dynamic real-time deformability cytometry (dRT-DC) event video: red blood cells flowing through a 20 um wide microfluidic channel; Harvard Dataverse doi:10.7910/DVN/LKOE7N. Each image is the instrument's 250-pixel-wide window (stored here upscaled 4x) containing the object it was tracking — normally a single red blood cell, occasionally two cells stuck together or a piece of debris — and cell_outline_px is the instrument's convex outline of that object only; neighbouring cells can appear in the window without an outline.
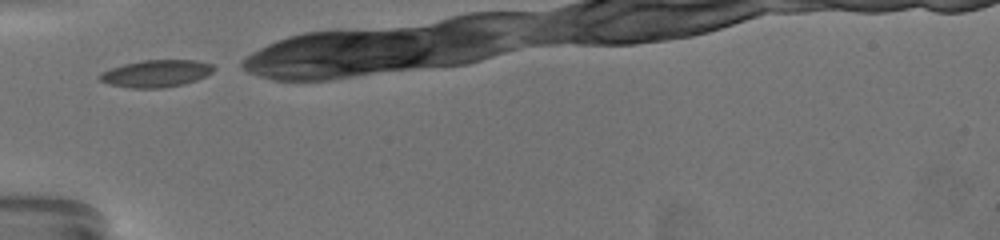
{"species": "common noctule bat (a hibernating species)", "species_latin": "Nyctalus noctula", "temperature_condition": "warm", "stored_images_in_passage": 14, "camera_frame_rate_fps": 3000, "um_per_image_px": 0.085, "animal": {"sex": "female", "body_mass_g": 19.5, "forearm_length_mm": 54.1}, "frame": {"image": 1, "passage_image": 1, "time_ms": 0.0, "image_size_px": [1000, 240], "cell_outline_px": [[216, 68], [212, 72], [196, 80], [184, 84], [164, 88], [132, 88], [112, 84], [100, 80], [96, 76], [100, 72], [124, 64], [140, 60], [196, 60], [212, 64]], "centroid_in_image_um": [13.28, 6.24], "position_along_channel_um": 71.7, "area_um2": 18.03}}
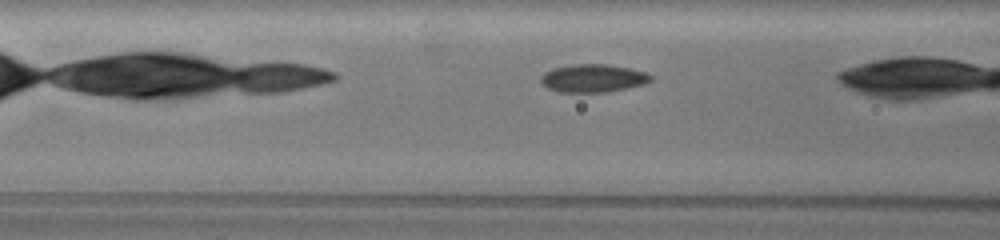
{"frame": {"image": 2, "passage_image": 5, "time_ms": 1.333, "image_size_px": [1000, 240], "cell_outline_px": [[652, 80], [644, 84], [608, 92], [556, 92], [548, 88], [540, 80], [540, 76], [544, 72], [552, 68], [576, 64], [608, 64], [648, 72], [652, 76]], "centroid_in_image_um": [50.41, 6.65], "position_along_channel_um": 116.2, "area_um2": 18.03}}